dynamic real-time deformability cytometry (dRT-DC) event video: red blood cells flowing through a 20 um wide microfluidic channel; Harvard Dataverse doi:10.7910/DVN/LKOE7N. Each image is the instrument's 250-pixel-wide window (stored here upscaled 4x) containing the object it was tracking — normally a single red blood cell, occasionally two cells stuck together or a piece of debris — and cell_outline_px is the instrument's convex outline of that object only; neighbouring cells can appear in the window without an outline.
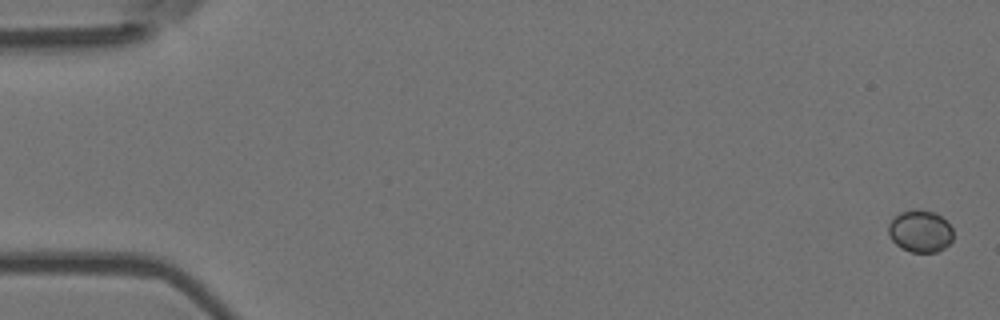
{"species": "Egyptian fruit bat (a non-hibernating species)", "species_latin": "Rousettus aegyptiacus", "temperature_condition": "room temperature", "stored_images_in_passage": 5, "camera_frame_rate_fps": 3000, "um_per_image_px": 0.085, "animal": {"sex": "female"}, "frame": {"image": 1, "passage_image": 1, "time_ms": 0.0, "image_size_px": [1000, 320], "cell_outline_px": [[952, 240], [944, 248], [936, 252], [912, 252], [900, 248], [892, 240], [888, 232], [888, 224], [900, 212], [916, 208], [932, 212], [940, 216], [952, 228]], "centroid_in_image_um": [78.2, 19.65], "position_along_channel_um": 6.8, "area_um2": 15.78}}
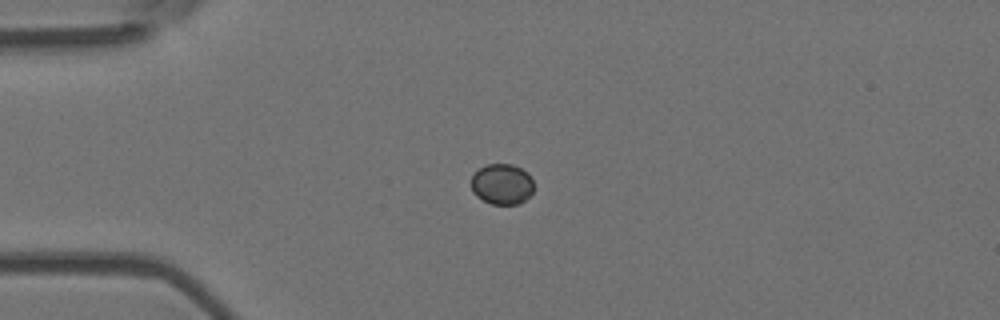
{"frame": {"image": 2, "passage_image": 4, "time_ms": 1.0, "image_size_px": [1000, 320], "cell_outline_px": [[532, 192], [520, 204], [492, 204], [476, 196], [472, 192], [472, 176], [480, 168], [488, 164], [512, 164], [528, 172], [532, 180]], "centroid_in_image_um": [42.67, 15.65], "position_along_channel_um": 42.3, "area_um2": 14.68}}